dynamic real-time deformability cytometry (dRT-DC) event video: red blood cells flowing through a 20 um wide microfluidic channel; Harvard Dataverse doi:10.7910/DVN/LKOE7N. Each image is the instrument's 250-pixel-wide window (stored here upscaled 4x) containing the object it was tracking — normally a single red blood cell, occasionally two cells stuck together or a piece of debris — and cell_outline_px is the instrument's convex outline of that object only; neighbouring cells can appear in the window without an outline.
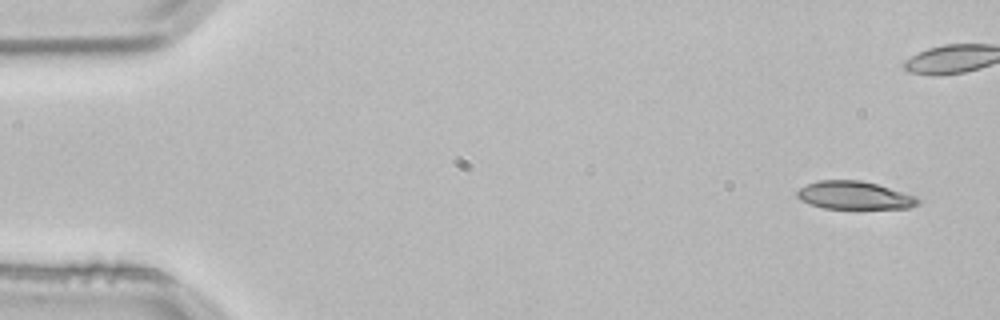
{"species": "common noctule bat (a hibernating species)", "species_latin": "Nyctalus noctula", "temperature_condition": "room temperature", "stored_images_in_passage": 4, "camera_frame_rate_fps": 3000, "um_per_image_px": 0.085, "animal": {"sex": "male", "body_mass_g": 21.5, "forearm_length_mm": 52.0}, "frame": {"image": 1, "passage_image": 1, "time_ms": 0.0, "image_size_px": [1000, 320], "cell_outline_px": [[920, 204], [908, 208], [824, 208], [808, 204], [800, 200], [796, 196], [796, 192], [800, 188], [808, 184], [820, 180], [860, 180], [876, 184], [904, 192], [916, 196], [920, 200]], "centroid_in_image_um": [72.62, 16.61], "position_along_channel_um": 12.4, "area_um2": 19.65}}
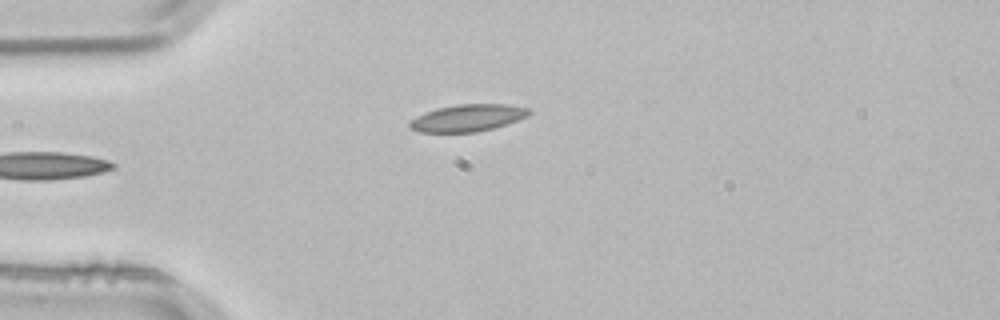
{"frame": {"image": 2, "passage_image": 4, "time_ms": 1.0, "image_size_px": [1000, 320], "cell_outline_px": [[532, 112], [528, 116], [492, 128], [476, 132], [420, 132], [412, 128], [408, 124], [416, 116], [424, 112], [436, 108], [456, 104], [508, 104], [528, 108]], "centroid_in_image_um": [39.75, 10.01], "position_along_channel_um": 45.3, "area_um2": 18.67}}